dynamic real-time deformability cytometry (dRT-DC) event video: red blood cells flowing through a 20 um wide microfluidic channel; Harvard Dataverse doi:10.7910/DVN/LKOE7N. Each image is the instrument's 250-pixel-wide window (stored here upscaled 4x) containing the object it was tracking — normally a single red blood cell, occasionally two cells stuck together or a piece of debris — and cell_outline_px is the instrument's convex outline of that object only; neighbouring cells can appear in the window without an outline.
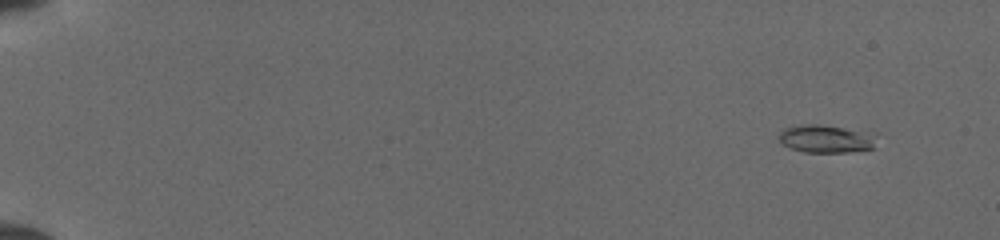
{"species": "common noctule bat (a hibernating species)", "species_latin": "Nyctalus noctula", "temperature_condition": "cold", "stored_images_in_passage": 52, "camera_frame_rate_fps": 3000, "um_per_image_px": 0.085, "animal": {"sex": "female", "body_mass_g": 19.5, "forearm_length_mm": 54.1}, "frame": {"image": 1, "passage_image": 5, "time_ms": 1.333, "image_size_px": [1000, 240], "cell_outline_px": [[876, 148], [848, 152], [804, 152], [788, 148], [776, 136], [784, 128], [804, 124], [820, 124], [876, 132]], "centroid_in_image_um": [70.27, 11.79], "position_along_channel_um": 14.7, "area_um2": 16.36}}
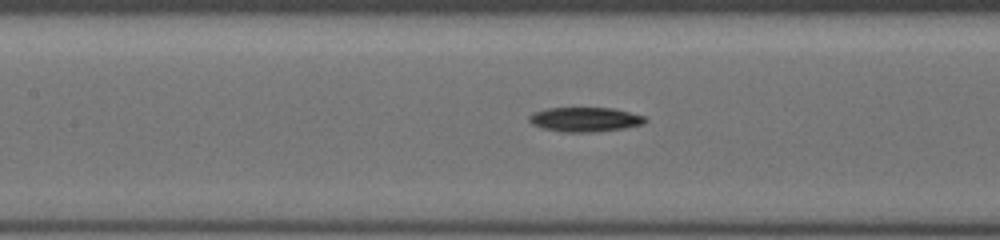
{"frame": {"image": 2, "passage_image": 27, "time_ms": 8.667, "image_size_px": [1000, 240], "cell_outline_px": [[648, 120], [644, 124], [624, 128], [596, 132], [560, 132], [540, 128], [532, 124], [528, 120], [528, 116], [532, 112], [548, 108], [612, 108], [648, 116]], "centroid_in_image_um": [49.73, 10.16], "position_along_channel_um": 157.7, "area_um2": 16.88}}
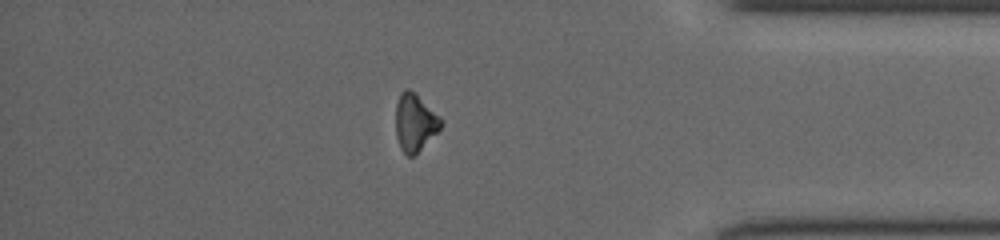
{"frame": {"image": 3, "passage_image": 46, "time_ms": 15.0, "image_size_px": [1000, 240], "cell_outline_px": [[440, 128], [412, 156], [408, 156], [400, 148], [396, 136], [396, 104], [400, 92], [404, 88], [408, 88], [440, 116]], "centroid_in_image_um": [35.22, 10.38], "position_along_channel_um": 400.0, "area_um2": 14.57}}